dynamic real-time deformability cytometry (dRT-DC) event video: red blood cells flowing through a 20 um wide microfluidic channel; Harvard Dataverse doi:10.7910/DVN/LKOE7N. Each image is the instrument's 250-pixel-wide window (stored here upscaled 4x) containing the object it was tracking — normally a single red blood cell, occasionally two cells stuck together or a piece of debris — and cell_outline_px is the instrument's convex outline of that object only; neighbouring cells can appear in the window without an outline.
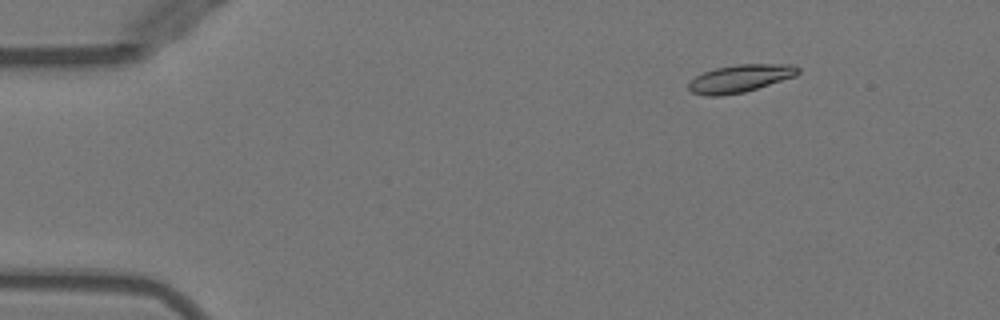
{"species": "Egyptian fruit bat (a non-hibernating species)", "species_latin": "Rousettus aegyptiacus", "temperature_condition": "warm", "stored_images_in_passage": 45, "camera_frame_rate_fps": 3000, "um_per_image_px": 0.085, "animal": {"sex": "female"}, "frame": {"image": 1, "passage_image": 6, "time_ms": 1.667, "image_size_px": [1000, 320], "cell_outline_px": [[800, 72], [796, 76], [744, 92], [720, 96], [704, 96], [692, 92], [688, 88], [688, 84], [696, 76], [704, 72], [716, 68], [736, 64], [792, 64], [800, 68]], "centroid_in_image_um": [62.93, 6.67], "position_along_channel_um": 22.1, "area_um2": 17.63}}
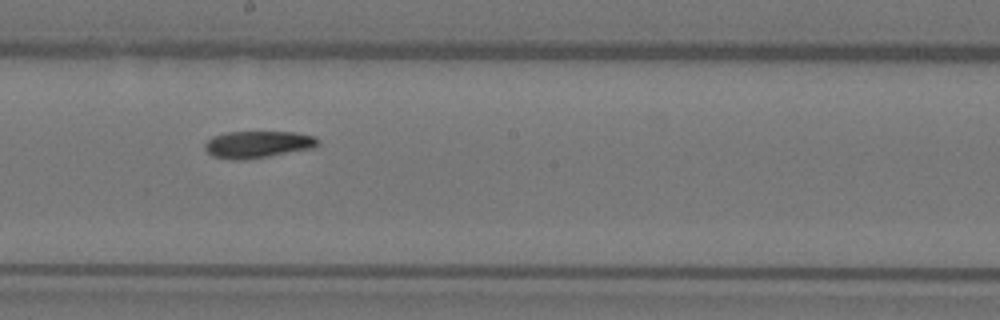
{"frame": {"image": 2, "passage_image": 28, "time_ms": 9.0, "image_size_px": [1000, 320], "cell_outline_px": [[320, 144], [312, 148], [268, 156], [244, 160], [232, 160], [212, 156], [204, 148], [204, 144], [212, 136], [224, 132], [296, 132], [316, 136], [320, 140]], "centroid_in_image_um": [21.91, 12.27], "position_along_channel_um": 226.3, "area_um2": 17.92}}
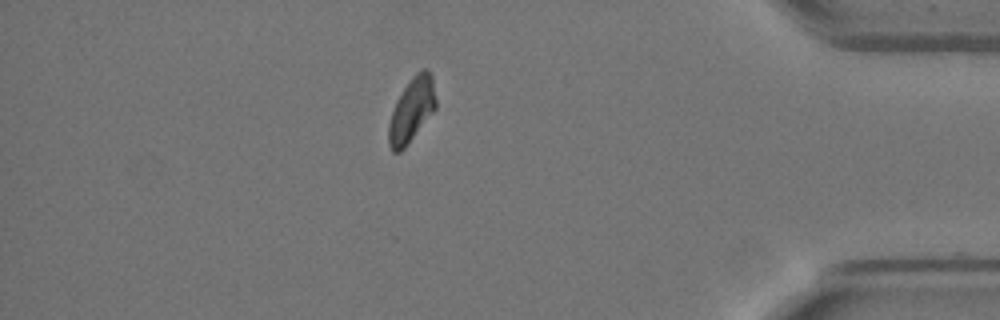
{"frame": {"image": 3, "passage_image": 44, "time_ms": 14.333, "image_size_px": [1000, 320], "cell_outline_px": [[436, 108], [404, 148], [400, 152], [392, 152], [388, 144], [388, 124], [396, 100], [412, 76], [416, 72], [424, 68], [432, 76], [436, 100]], "centroid_in_image_um": [34.97, 9.36], "position_along_channel_um": 400.2, "area_um2": 17.46}}